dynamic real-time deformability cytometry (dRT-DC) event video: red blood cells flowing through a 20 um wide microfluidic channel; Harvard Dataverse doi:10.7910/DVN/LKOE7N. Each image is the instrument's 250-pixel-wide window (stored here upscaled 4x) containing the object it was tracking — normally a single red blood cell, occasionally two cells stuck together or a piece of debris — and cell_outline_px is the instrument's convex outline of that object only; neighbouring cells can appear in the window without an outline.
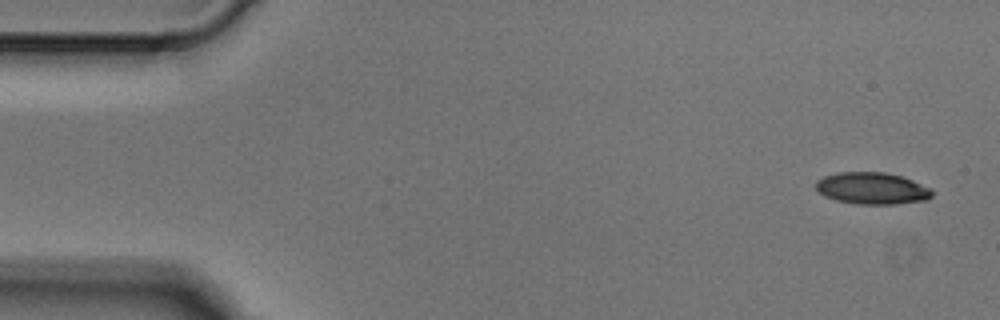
{"species": "Egyptian fruit bat (a non-hibernating species)", "species_latin": "Rousettus aegyptiacus", "temperature_condition": "cold", "stored_images_in_passage": 4, "camera_frame_rate_fps": 3000, "um_per_image_px": 0.085, "animal": {"sex": "male"}, "frame": {"image": 1, "passage_image": 1, "time_ms": 0.0, "image_size_px": [1000, 320], "cell_outline_px": [[932, 196], [928, 200], [892, 204], [856, 204], [836, 200], [824, 196], [816, 188], [816, 180], [824, 176], [836, 172], [884, 172], [900, 176], [912, 180], [932, 188]], "centroid_in_image_um": [74.13, 16.01], "position_along_channel_um": 10.9, "area_um2": 21.62}}
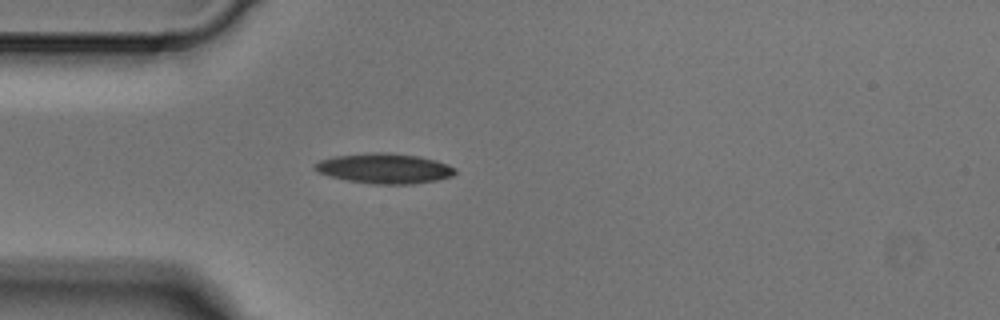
{"frame": {"image": 2, "passage_image": 4, "time_ms": 1.0, "image_size_px": [1000, 320], "cell_outline_px": [[456, 172], [452, 176], [436, 180], [412, 184], [372, 184], [348, 180], [328, 176], [312, 168], [320, 160], [336, 156], [376, 152], [388, 152], [420, 156], [436, 160], [448, 164], [456, 168]], "centroid_in_image_um": [32.71, 14.31], "position_along_channel_um": 52.3, "area_um2": 24.57}}